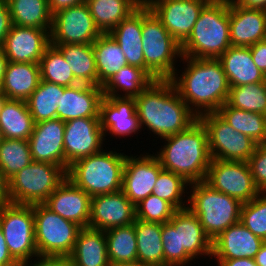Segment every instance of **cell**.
Returning a JSON list of instances; mask_svg holds the SVG:
<instances>
[{"label":"cell","mask_w":266,"mask_h":266,"mask_svg":"<svg viewBox=\"0 0 266 266\" xmlns=\"http://www.w3.org/2000/svg\"><path fill=\"white\" fill-rule=\"evenodd\" d=\"M86 0H48L50 13L53 15L61 10L85 3Z\"/></svg>","instance_id":"51"},{"label":"cell","mask_w":266,"mask_h":266,"mask_svg":"<svg viewBox=\"0 0 266 266\" xmlns=\"http://www.w3.org/2000/svg\"><path fill=\"white\" fill-rule=\"evenodd\" d=\"M63 92V86L40 80L26 101L35 123L57 118L60 93Z\"/></svg>","instance_id":"39"},{"label":"cell","mask_w":266,"mask_h":266,"mask_svg":"<svg viewBox=\"0 0 266 266\" xmlns=\"http://www.w3.org/2000/svg\"><path fill=\"white\" fill-rule=\"evenodd\" d=\"M102 150L81 158L69 166L67 178L90 197L119 192L122 189L126 156L116 151Z\"/></svg>","instance_id":"6"},{"label":"cell","mask_w":266,"mask_h":266,"mask_svg":"<svg viewBox=\"0 0 266 266\" xmlns=\"http://www.w3.org/2000/svg\"><path fill=\"white\" fill-rule=\"evenodd\" d=\"M135 210L136 219L161 224L168 222L176 211L169 202L154 194H150L137 204Z\"/></svg>","instance_id":"45"},{"label":"cell","mask_w":266,"mask_h":266,"mask_svg":"<svg viewBox=\"0 0 266 266\" xmlns=\"http://www.w3.org/2000/svg\"><path fill=\"white\" fill-rule=\"evenodd\" d=\"M34 119L26 101L6 99L0 111L3 138L28 140L34 130Z\"/></svg>","instance_id":"30"},{"label":"cell","mask_w":266,"mask_h":266,"mask_svg":"<svg viewBox=\"0 0 266 266\" xmlns=\"http://www.w3.org/2000/svg\"><path fill=\"white\" fill-rule=\"evenodd\" d=\"M230 1L245 8L266 10V0H230Z\"/></svg>","instance_id":"54"},{"label":"cell","mask_w":266,"mask_h":266,"mask_svg":"<svg viewBox=\"0 0 266 266\" xmlns=\"http://www.w3.org/2000/svg\"><path fill=\"white\" fill-rule=\"evenodd\" d=\"M144 0H86L96 27L102 34L110 33L119 22L135 11Z\"/></svg>","instance_id":"31"},{"label":"cell","mask_w":266,"mask_h":266,"mask_svg":"<svg viewBox=\"0 0 266 266\" xmlns=\"http://www.w3.org/2000/svg\"><path fill=\"white\" fill-rule=\"evenodd\" d=\"M40 80L39 64L8 61L0 91L7 99L27 101Z\"/></svg>","instance_id":"28"},{"label":"cell","mask_w":266,"mask_h":266,"mask_svg":"<svg viewBox=\"0 0 266 266\" xmlns=\"http://www.w3.org/2000/svg\"><path fill=\"white\" fill-rule=\"evenodd\" d=\"M189 184L182 176L163 169L157 177L152 194L166 200L176 210L185 209L188 206L184 204L185 201L182 202V197Z\"/></svg>","instance_id":"43"},{"label":"cell","mask_w":266,"mask_h":266,"mask_svg":"<svg viewBox=\"0 0 266 266\" xmlns=\"http://www.w3.org/2000/svg\"><path fill=\"white\" fill-rule=\"evenodd\" d=\"M161 237L164 266H184L198 255H212V240L188 207L176 210L172 218L162 224Z\"/></svg>","instance_id":"4"},{"label":"cell","mask_w":266,"mask_h":266,"mask_svg":"<svg viewBox=\"0 0 266 266\" xmlns=\"http://www.w3.org/2000/svg\"><path fill=\"white\" fill-rule=\"evenodd\" d=\"M218 266H257L253 258L216 259Z\"/></svg>","instance_id":"53"},{"label":"cell","mask_w":266,"mask_h":266,"mask_svg":"<svg viewBox=\"0 0 266 266\" xmlns=\"http://www.w3.org/2000/svg\"><path fill=\"white\" fill-rule=\"evenodd\" d=\"M181 60L187 67L180 77L176 72L170 79L181 99L198 118L217 112L227 102L230 90L222 63L218 59L185 56Z\"/></svg>","instance_id":"1"},{"label":"cell","mask_w":266,"mask_h":266,"mask_svg":"<svg viewBox=\"0 0 266 266\" xmlns=\"http://www.w3.org/2000/svg\"><path fill=\"white\" fill-rule=\"evenodd\" d=\"M65 122L55 118L35 123L29 137V147L34 162L59 165L65 171Z\"/></svg>","instance_id":"20"},{"label":"cell","mask_w":266,"mask_h":266,"mask_svg":"<svg viewBox=\"0 0 266 266\" xmlns=\"http://www.w3.org/2000/svg\"><path fill=\"white\" fill-rule=\"evenodd\" d=\"M66 177L59 165L33 161L8 180L10 199L15 204H43Z\"/></svg>","instance_id":"9"},{"label":"cell","mask_w":266,"mask_h":266,"mask_svg":"<svg viewBox=\"0 0 266 266\" xmlns=\"http://www.w3.org/2000/svg\"><path fill=\"white\" fill-rule=\"evenodd\" d=\"M36 258L38 261H34V264L29 260L21 262L17 266H72L69 257L37 255Z\"/></svg>","instance_id":"47"},{"label":"cell","mask_w":266,"mask_h":266,"mask_svg":"<svg viewBox=\"0 0 266 266\" xmlns=\"http://www.w3.org/2000/svg\"><path fill=\"white\" fill-rule=\"evenodd\" d=\"M204 182L242 204L251 201L260 193L254 185L248 162L244 161L212 159Z\"/></svg>","instance_id":"13"},{"label":"cell","mask_w":266,"mask_h":266,"mask_svg":"<svg viewBox=\"0 0 266 266\" xmlns=\"http://www.w3.org/2000/svg\"><path fill=\"white\" fill-rule=\"evenodd\" d=\"M250 51L254 64L266 76V39L250 46Z\"/></svg>","instance_id":"48"},{"label":"cell","mask_w":266,"mask_h":266,"mask_svg":"<svg viewBox=\"0 0 266 266\" xmlns=\"http://www.w3.org/2000/svg\"><path fill=\"white\" fill-rule=\"evenodd\" d=\"M69 259L72 266H110L105 232L82 228Z\"/></svg>","instance_id":"29"},{"label":"cell","mask_w":266,"mask_h":266,"mask_svg":"<svg viewBox=\"0 0 266 266\" xmlns=\"http://www.w3.org/2000/svg\"><path fill=\"white\" fill-rule=\"evenodd\" d=\"M229 106L266 116V81L230 87Z\"/></svg>","instance_id":"42"},{"label":"cell","mask_w":266,"mask_h":266,"mask_svg":"<svg viewBox=\"0 0 266 266\" xmlns=\"http://www.w3.org/2000/svg\"><path fill=\"white\" fill-rule=\"evenodd\" d=\"M137 261L154 266H164L162 224L135 219Z\"/></svg>","instance_id":"33"},{"label":"cell","mask_w":266,"mask_h":266,"mask_svg":"<svg viewBox=\"0 0 266 266\" xmlns=\"http://www.w3.org/2000/svg\"><path fill=\"white\" fill-rule=\"evenodd\" d=\"M189 185L192 194L187 199V206L199 218L211 240L240 221L242 203L239 200L214 190L204 181Z\"/></svg>","instance_id":"8"},{"label":"cell","mask_w":266,"mask_h":266,"mask_svg":"<svg viewBox=\"0 0 266 266\" xmlns=\"http://www.w3.org/2000/svg\"><path fill=\"white\" fill-rule=\"evenodd\" d=\"M235 131L251 137L258 144L266 143V116L248 112L224 103L216 112Z\"/></svg>","instance_id":"37"},{"label":"cell","mask_w":266,"mask_h":266,"mask_svg":"<svg viewBox=\"0 0 266 266\" xmlns=\"http://www.w3.org/2000/svg\"><path fill=\"white\" fill-rule=\"evenodd\" d=\"M99 116L104 137L108 131L120 137L136 134L141 129L135 98L104 96L100 102Z\"/></svg>","instance_id":"22"},{"label":"cell","mask_w":266,"mask_h":266,"mask_svg":"<svg viewBox=\"0 0 266 266\" xmlns=\"http://www.w3.org/2000/svg\"><path fill=\"white\" fill-rule=\"evenodd\" d=\"M7 64H8V58L5 56L3 49L0 47V89Z\"/></svg>","instance_id":"56"},{"label":"cell","mask_w":266,"mask_h":266,"mask_svg":"<svg viewBox=\"0 0 266 266\" xmlns=\"http://www.w3.org/2000/svg\"><path fill=\"white\" fill-rule=\"evenodd\" d=\"M43 204L52 212L82 228L89 225L91 197L67 177Z\"/></svg>","instance_id":"21"},{"label":"cell","mask_w":266,"mask_h":266,"mask_svg":"<svg viewBox=\"0 0 266 266\" xmlns=\"http://www.w3.org/2000/svg\"><path fill=\"white\" fill-rule=\"evenodd\" d=\"M142 48L145 71L154 80H170L176 73L175 59H181V45L143 2Z\"/></svg>","instance_id":"7"},{"label":"cell","mask_w":266,"mask_h":266,"mask_svg":"<svg viewBox=\"0 0 266 266\" xmlns=\"http://www.w3.org/2000/svg\"><path fill=\"white\" fill-rule=\"evenodd\" d=\"M136 219L135 205L122 191L91 197L89 228L106 231Z\"/></svg>","instance_id":"18"},{"label":"cell","mask_w":266,"mask_h":266,"mask_svg":"<svg viewBox=\"0 0 266 266\" xmlns=\"http://www.w3.org/2000/svg\"><path fill=\"white\" fill-rule=\"evenodd\" d=\"M28 140L3 139L0 143V170L9 180L32 163Z\"/></svg>","instance_id":"41"},{"label":"cell","mask_w":266,"mask_h":266,"mask_svg":"<svg viewBox=\"0 0 266 266\" xmlns=\"http://www.w3.org/2000/svg\"><path fill=\"white\" fill-rule=\"evenodd\" d=\"M218 60L222 63L230 87L266 81L252 60L250 47L230 46Z\"/></svg>","instance_id":"27"},{"label":"cell","mask_w":266,"mask_h":266,"mask_svg":"<svg viewBox=\"0 0 266 266\" xmlns=\"http://www.w3.org/2000/svg\"><path fill=\"white\" fill-rule=\"evenodd\" d=\"M135 103L141 128L145 125L161 139L185 131L198 120L171 80H154Z\"/></svg>","instance_id":"2"},{"label":"cell","mask_w":266,"mask_h":266,"mask_svg":"<svg viewBox=\"0 0 266 266\" xmlns=\"http://www.w3.org/2000/svg\"><path fill=\"white\" fill-rule=\"evenodd\" d=\"M9 195V182L0 170V209L11 204Z\"/></svg>","instance_id":"52"},{"label":"cell","mask_w":266,"mask_h":266,"mask_svg":"<svg viewBox=\"0 0 266 266\" xmlns=\"http://www.w3.org/2000/svg\"><path fill=\"white\" fill-rule=\"evenodd\" d=\"M240 221L254 235L266 241V193H259L242 204Z\"/></svg>","instance_id":"44"},{"label":"cell","mask_w":266,"mask_h":266,"mask_svg":"<svg viewBox=\"0 0 266 266\" xmlns=\"http://www.w3.org/2000/svg\"><path fill=\"white\" fill-rule=\"evenodd\" d=\"M126 156L121 191L136 206L152 194L163 170L156 155Z\"/></svg>","instance_id":"17"},{"label":"cell","mask_w":266,"mask_h":266,"mask_svg":"<svg viewBox=\"0 0 266 266\" xmlns=\"http://www.w3.org/2000/svg\"><path fill=\"white\" fill-rule=\"evenodd\" d=\"M254 259L257 266H266V241L261 245Z\"/></svg>","instance_id":"55"},{"label":"cell","mask_w":266,"mask_h":266,"mask_svg":"<svg viewBox=\"0 0 266 266\" xmlns=\"http://www.w3.org/2000/svg\"><path fill=\"white\" fill-rule=\"evenodd\" d=\"M50 45V30L12 24L1 48L8 61L39 64Z\"/></svg>","instance_id":"19"},{"label":"cell","mask_w":266,"mask_h":266,"mask_svg":"<svg viewBox=\"0 0 266 266\" xmlns=\"http://www.w3.org/2000/svg\"><path fill=\"white\" fill-rule=\"evenodd\" d=\"M163 139L167 144L155 154L162 168L182 176L188 183L204 181L212 157L202 122L198 119L185 131Z\"/></svg>","instance_id":"3"},{"label":"cell","mask_w":266,"mask_h":266,"mask_svg":"<svg viewBox=\"0 0 266 266\" xmlns=\"http://www.w3.org/2000/svg\"><path fill=\"white\" fill-rule=\"evenodd\" d=\"M143 3L109 33L122 49L127 65L145 70L142 48Z\"/></svg>","instance_id":"26"},{"label":"cell","mask_w":266,"mask_h":266,"mask_svg":"<svg viewBox=\"0 0 266 266\" xmlns=\"http://www.w3.org/2000/svg\"><path fill=\"white\" fill-rule=\"evenodd\" d=\"M101 34L86 3L52 15L51 45L93 44Z\"/></svg>","instance_id":"14"},{"label":"cell","mask_w":266,"mask_h":266,"mask_svg":"<svg viewBox=\"0 0 266 266\" xmlns=\"http://www.w3.org/2000/svg\"><path fill=\"white\" fill-rule=\"evenodd\" d=\"M153 81L144 69L125 65L102 86L103 96L135 98ZM121 89L125 92L124 96L118 94Z\"/></svg>","instance_id":"34"},{"label":"cell","mask_w":266,"mask_h":266,"mask_svg":"<svg viewBox=\"0 0 266 266\" xmlns=\"http://www.w3.org/2000/svg\"><path fill=\"white\" fill-rule=\"evenodd\" d=\"M6 2L13 25L51 30L52 14L48 0H6Z\"/></svg>","instance_id":"36"},{"label":"cell","mask_w":266,"mask_h":266,"mask_svg":"<svg viewBox=\"0 0 266 266\" xmlns=\"http://www.w3.org/2000/svg\"><path fill=\"white\" fill-rule=\"evenodd\" d=\"M0 227L9 252L18 263L38 255L33 205L11 203L1 208Z\"/></svg>","instance_id":"11"},{"label":"cell","mask_w":266,"mask_h":266,"mask_svg":"<svg viewBox=\"0 0 266 266\" xmlns=\"http://www.w3.org/2000/svg\"><path fill=\"white\" fill-rule=\"evenodd\" d=\"M3 139H4V138H3L2 131H1V128H0V143H1V141H2Z\"/></svg>","instance_id":"59"},{"label":"cell","mask_w":266,"mask_h":266,"mask_svg":"<svg viewBox=\"0 0 266 266\" xmlns=\"http://www.w3.org/2000/svg\"><path fill=\"white\" fill-rule=\"evenodd\" d=\"M95 55L98 86L102 87L123 66L127 65L125 55L109 33L101 34L92 44Z\"/></svg>","instance_id":"35"},{"label":"cell","mask_w":266,"mask_h":266,"mask_svg":"<svg viewBox=\"0 0 266 266\" xmlns=\"http://www.w3.org/2000/svg\"><path fill=\"white\" fill-rule=\"evenodd\" d=\"M19 263L11 256L0 227V266H17Z\"/></svg>","instance_id":"50"},{"label":"cell","mask_w":266,"mask_h":266,"mask_svg":"<svg viewBox=\"0 0 266 266\" xmlns=\"http://www.w3.org/2000/svg\"><path fill=\"white\" fill-rule=\"evenodd\" d=\"M208 133V145L212 159L247 162L258 143L251 137L235 131L216 112L198 118Z\"/></svg>","instance_id":"12"},{"label":"cell","mask_w":266,"mask_h":266,"mask_svg":"<svg viewBox=\"0 0 266 266\" xmlns=\"http://www.w3.org/2000/svg\"><path fill=\"white\" fill-rule=\"evenodd\" d=\"M105 232L107 256L110 264L137 261V243L134 223L108 229Z\"/></svg>","instance_id":"38"},{"label":"cell","mask_w":266,"mask_h":266,"mask_svg":"<svg viewBox=\"0 0 266 266\" xmlns=\"http://www.w3.org/2000/svg\"><path fill=\"white\" fill-rule=\"evenodd\" d=\"M100 118H77L65 122V172L75 161L103 150Z\"/></svg>","instance_id":"16"},{"label":"cell","mask_w":266,"mask_h":266,"mask_svg":"<svg viewBox=\"0 0 266 266\" xmlns=\"http://www.w3.org/2000/svg\"><path fill=\"white\" fill-rule=\"evenodd\" d=\"M103 97L100 86L78 84L64 87V92L60 93L57 118L64 122L77 118H100Z\"/></svg>","instance_id":"23"},{"label":"cell","mask_w":266,"mask_h":266,"mask_svg":"<svg viewBox=\"0 0 266 266\" xmlns=\"http://www.w3.org/2000/svg\"><path fill=\"white\" fill-rule=\"evenodd\" d=\"M6 99H7V97L0 91V111H1L2 105Z\"/></svg>","instance_id":"58"},{"label":"cell","mask_w":266,"mask_h":266,"mask_svg":"<svg viewBox=\"0 0 266 266\" xmlns=\"http://www.w3.org/2000/svg\"><path fill=\"white\" fill-rule=\"evenodd\" d=\"M247 162L254 185L260 193H266V143L258 144Z\"/></svg>","instance_id":"46"},{"label":"cell","mask_w":266,"mask_h":266,"mask_svg":"<svg viewBox=\"0 0 266 266\" xmlns=\"http://www.w3.org/2000/svg\"><path fill=\"white\" fill-rule=\"evenodd\" d=\"M210 0H144L145 4L161 20L165 29L182 45Z\"/></svg>","instance_id":"15"},{"label":"cell","mask_w":266,"mask_h":266,"mask_svg":"<svg viewBox=\"0 0 266 266\" xmlns=\"http://www.w3.org/2000/svg\"><path fill=\"white\" fill-rule=\"evenodd\" d=\"M33 213L38 255L69 257L82 227L44 204H33Z\"/></svg>","instance_id":"10"},{"label":"cell","mask_w":266,"mask_h":266,"mask_svg":"<svg viewBox=\"0 0 266 266\" xmlns=\"http://www.w3.org/2000/svg\"><path fill=\"white\" fill-rule=\"evenodd\" d=\"M231 46L250 47L266 39V10L245 8L229 0Z\"/></svg>","instance_id":"24"},{"label":"cell","mask_w":266,"mask_h":266,"mask_svg":"<svg viewBox=\"0 0 266 266\" xmlns=\"http://www.w3.org/2000/svg\"><path fill=\"white\" fill-rule=\"evenodd\" d=\"M264 242L239 221L212 240L211 256L216 259H254Z\"/></svg>","instance_id":"25"},{"label":"cell","mask_w":266,"mask_h":266,"mask_svg":"<svg viewBox=\"0 0 266 266\" xmlns=\"http://www.w3.org/2000/svg\"><path fill=\"white\" fill-rule=\"evenodd\" d=\"M12 26L9 7L6 0H0V47L3 45Z\"/></svg>","instance_id":"49"},{"label":"cell","mask_w":266,"mask_h":266,"mask_svg":"<svg viewBox=\"0 0 266 266\" xmlns=\"http://www.w3.org/2000/svg\"><path fill=\"white\" fill-rule=\"evenodd\" d=\"M230 46L229 0H210L181 45V54L191 58L218 59Z\"/></svg>","instance_id":"5"},{"label":"cell","mask_w":266,"mask_h":266,"mask_svg":"<svg viewBox=\"0 0 266 266\" xmlns=\"http://www.w3.org/2000/svg\"><path fill=\"white\" fill-rule=\"evenodd\" d=\"M110 266H154V265L135 261V262H127V263L110 264Z\"/></svg>","instance_id":"57"},{"label":"cell","mask_w":266,"mask_h":266,"mask_svg":"<svg viewBox=\"0 0 266 266\" xmlns=\"http://www.w3.org/2000/svg\"><path fill=\"white\" fill-rule=\"evenodd\" d=\"M55 46L64 56L79 84L98 86V74L92 44Z\"/></svg>","instance_id":"32"},{"label":"cell","mask_w":266,"mask_h":266,"mask_svg":"<svg viewBox=\"0 0 266 266\" xmlns=\"http://www.w3.org/2000/svg\"><path fill=\"white\" fill-rule=\"evenodd\" d=\"M39 67L41 80L63 87H72L79 84L64 56L53 45L45 50L39 61Z\"/></svg>","instance_id":"40"}]
</instances>
